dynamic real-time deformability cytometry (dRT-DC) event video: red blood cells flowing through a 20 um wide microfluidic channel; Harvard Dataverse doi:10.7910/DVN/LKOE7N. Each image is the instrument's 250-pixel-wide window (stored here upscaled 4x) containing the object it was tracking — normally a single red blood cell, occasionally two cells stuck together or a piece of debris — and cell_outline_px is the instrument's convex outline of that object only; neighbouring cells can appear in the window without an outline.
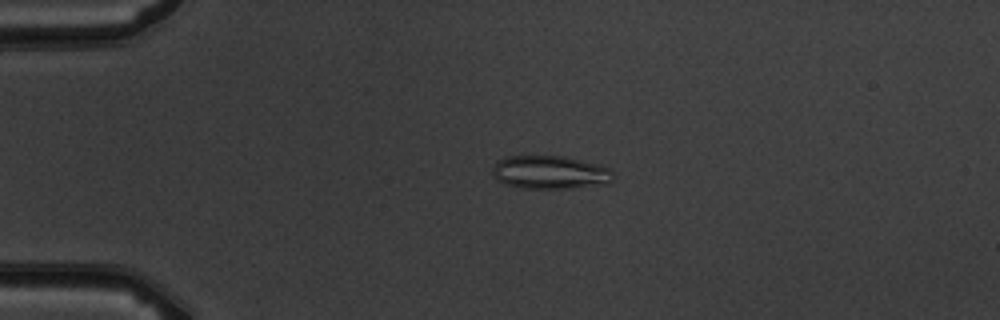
{"species": "common noctule bat (a hibernating species)", "species_latin": "Nyctalus noctula", "temperature_condition": "warm", "stored_images_in_passage": 5, "camera_frame_rate_fps": 3000, "um_per_image_px": 0.085, "animal": {"sex": "male", "body_mass_g": 19.5, "forearm_length_mm": 54.6}, "frame": {"image": 1, "passage_image": 4, "time_ms": 3.333, "image_size_px": [1000, 320], "cell_outline_px": [[612, 180], [608, 184], [572, 188], [520, 188], [504, 184], [496, 180], [492, 172], [492, 168], [496, 160], [508, 156], [564, 156], [600, 164], [612, 168]], "centroid_in_image_um": [46.75, 14.65], "position_along_channel_um": 38.2, "area_um2": 23.81}}